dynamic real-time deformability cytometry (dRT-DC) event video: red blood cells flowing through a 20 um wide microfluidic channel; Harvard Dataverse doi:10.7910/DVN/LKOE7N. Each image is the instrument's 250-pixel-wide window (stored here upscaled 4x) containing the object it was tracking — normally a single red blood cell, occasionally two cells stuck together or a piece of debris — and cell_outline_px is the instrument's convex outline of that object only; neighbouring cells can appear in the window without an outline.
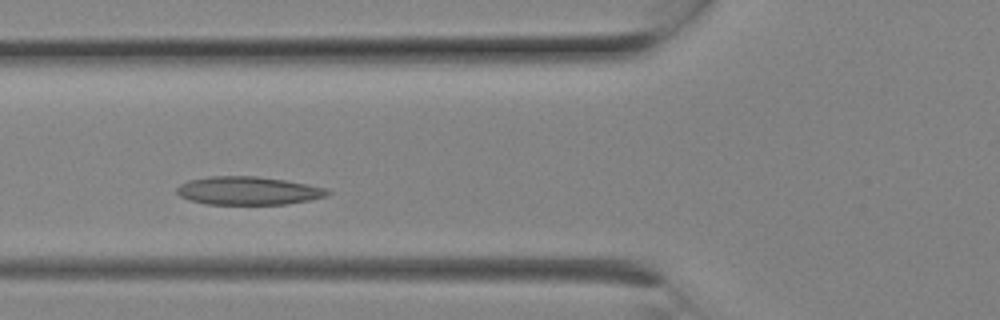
{"species": "Egyptian fruit bat (a non-hibernating species)", "species_latin": "Rousettus aegyptiacus", "temperature_condition": "room temperature", "stored_images_in_passage": 4, "camera_frame_rate_fps": 3000, "um_per_image_px": 0.085, "animal": {"sex": "female"}, "frame": {"image": 1, "passage_image": 3, "time_ms": 0.667, "image_size_px": [1000, 320], "cell_outline_px": [[332, 192], [324, 196], [308, 200], [284, 204], [208, 204], [192, 200], [180, 196], [176, 192], [176, 188], [180, 184], [188, 180], [208, 176], [256, 176], [284, 180], [308, 184], [324, 188]], "centroid_in_image_um": [21.06, 16.2], "position_along_channel_um": 104.7, "area_um2": 24.57}}
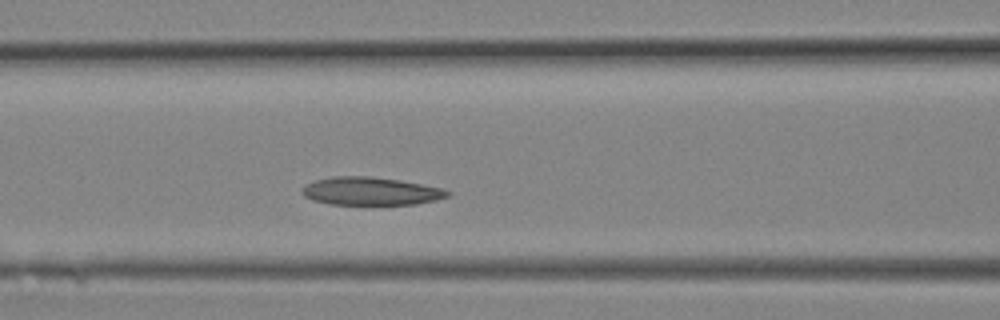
{"frame": {"image": 2, "passage_image": 4, "time_ms": 1.0, "image_size_px": [1000, 320], "cell_outline_px": [[452, 192], [448, 196], [436, 200], [416, 204], [328, 204], [312, 200], [304, 196], [300, 192], [312, 180], [332, 176], [368, 176], [400, 180], [440, 188]], "centroid_in_image_um": [31.47, 16.24], "position_along_channel_um": 135.1, "area_um2": 23.64}}